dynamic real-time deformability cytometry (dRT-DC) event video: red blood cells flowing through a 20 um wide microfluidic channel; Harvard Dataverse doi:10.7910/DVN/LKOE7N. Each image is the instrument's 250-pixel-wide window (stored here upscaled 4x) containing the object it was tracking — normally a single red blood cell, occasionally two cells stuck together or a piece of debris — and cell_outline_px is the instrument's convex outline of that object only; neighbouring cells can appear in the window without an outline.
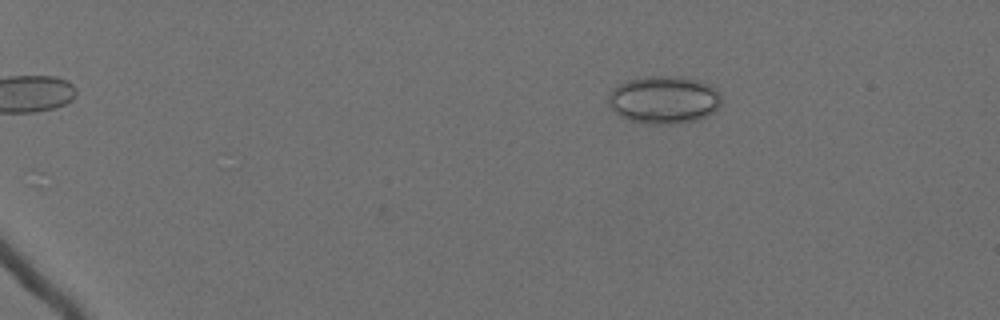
{"species": "Egyptian fruit bat (a non-hibernating species)", "species_latin": "Rousettus aegyptiacus", "temperature_condition": "cold", "stored_images_in_passage": 61, "camera_frame_rate_fps": 3000, "um_per_image_px": 0.085, "animal": {"sex": "female"}, "frame": {"image": 1, "passage_image": 12, "time_ms": 3.667, "image_size_px": [1000, 320], "cell_outline_px": [[720, 104], [712, 112], [696, 120], [668, 124], [652, 124], [628, 120], [620, 116], [608, 104], [608, 96], [612, 88], [628, 80], [648, 76], [680, 76], [696, 80], [708, 84], [716, 88], [720, 92]], "centroid_in_image_um": [56.41, 8.47], "position_along_channel_um": 28.6, "area_um2": 31.27}}
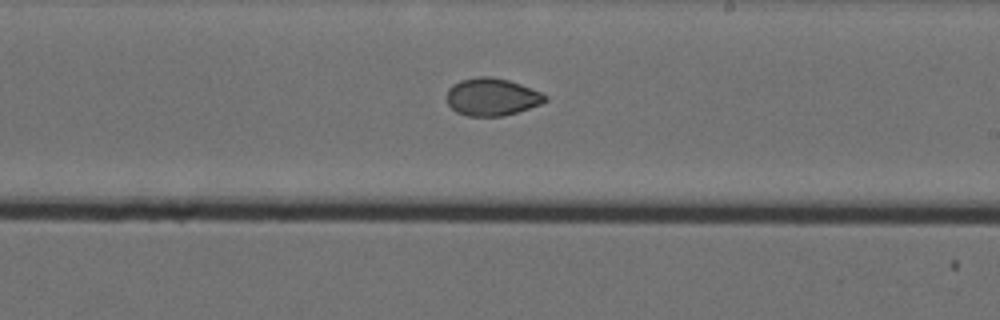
{"frame": {"image": 2, "passage_image": 40, "time_ms": 13.0, "image_size_px": [1000, 320], "cell_outline_px": [[548, 100], [540, 104], [504, 116], [468, 116], [456, 112], [448, 104], [448, 88], [452, 84], [460, 80], [480, 76], [488, 76], [508, 80], [520, 84], [540, 92], [548, 96]], "centroid_in_image_um": [41.8, 8.24], "position_along_channel_um": 247.2, "area_um2": 21.39}}
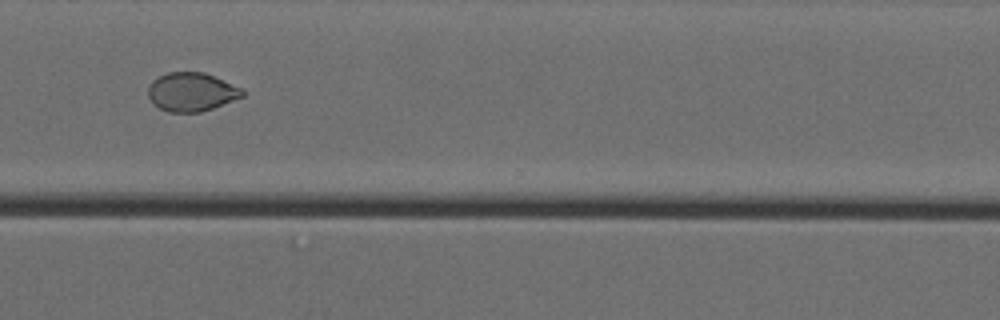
{"frame": {"image": 3, "passage_image": 49, "time_ms": 16.0, "image_size_px": [1000, 320], "cell_outline_px": [[244, 96], [212, 108], [200, 112], [168, 112], [160, 108], [148, 96], [148, 88], [152, 80], [168, 72], [204, 72], [244, 88]], "centroid_in_image_um": [16.3, 7.8], "position_along_channel_um": 354.3, "area_um2": 21.15}, "authors_computed_cell_mechanics": {"area_um2": 23.3512, "velocity_mm_per_s": 3.5926, "shape_relaxation_time_tau1_ms": null, "shape_relaxation_time_tau2_ms": 1.4849, "deformation_change_tau1": null, "deformation_change_tau2": 0.0447}}